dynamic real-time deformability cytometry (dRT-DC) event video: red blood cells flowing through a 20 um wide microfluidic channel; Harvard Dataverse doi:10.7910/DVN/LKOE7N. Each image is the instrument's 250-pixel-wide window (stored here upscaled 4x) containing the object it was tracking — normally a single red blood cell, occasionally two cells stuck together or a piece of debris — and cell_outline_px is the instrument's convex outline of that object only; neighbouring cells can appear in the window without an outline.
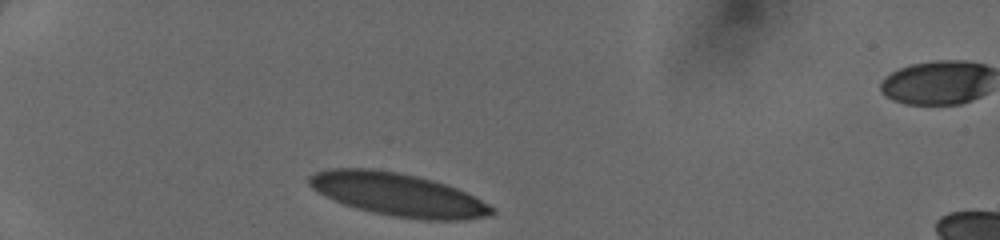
{"species": "human", "species_latin": "Homo sapiens", "temperature_condition": "cold", "stored_images_in_passage": 29, "camera_frame_rate_fps": 3000, "um_per_image_px": 0.085, "donor": {"sex": "female"}, "frame": {"image": 1, "passage_image": 1, "time_ms": 0.0, "image_size_px": [1000, 240], "cell_outline_px": [[496, 212], [492, 216], [464, 220], [424, 220], [392, 216], [372, 212], [356, 208], [344, 204], [324, 196], [312, 188], [308, 184], [308, 176], [316, 172], [328, 168], [372, 168], [400, 172], [432, 180], [456, 188], [496, 208]], "centroid_in_image_um": [33.82, 16.54], "position_along_channel_um": 51.2, "area_um2": 45.84}}
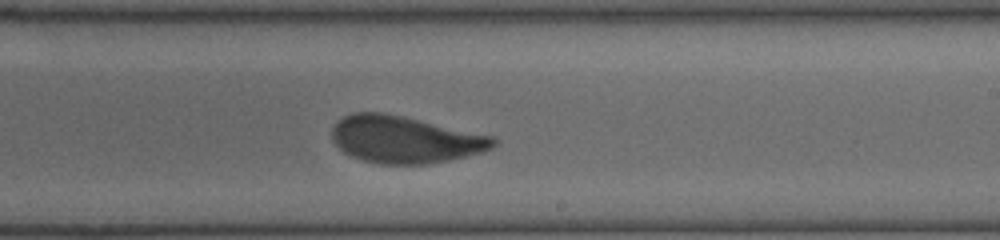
{"frame": {"image": 2, "passage_image": 18, "time_ms": 5.667, "image_size_px": [1000, 240], "cell_outline_px": [[496, 144], [492, 148], [480, 152], [448, 160], [428, 164], [376, 164], [352, 156], [344, 152], [332, 140], [332, 128], [336, 120], [352, 112], [384, 112], [492, 136], [496, 140]], "centroid_in_image_um": [34.36, 11.85], "position_along_channel_um": 254.6, "area_um2": 43.99}}
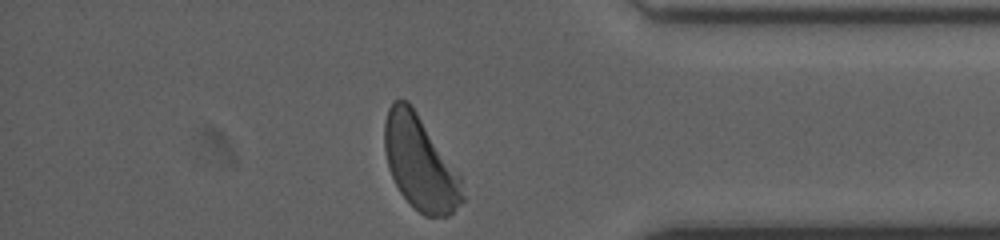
{"frame": {"image": 3, "passage_image": 29, "time_ms": 9.333, "image_size_px": [1000, 240], "cell_outline_px": [[464, 200], [448, 216], [424, 216], [400, 192], [388, 168], [384, 148], [384, 120], [388, 108], [392, 100], [408, 100], [460, 176], [464, 196]], "centroid_in_image_um": [35.67, 13.85], "position_along_channel_um": 399.5, "area_um2": 41.96}}